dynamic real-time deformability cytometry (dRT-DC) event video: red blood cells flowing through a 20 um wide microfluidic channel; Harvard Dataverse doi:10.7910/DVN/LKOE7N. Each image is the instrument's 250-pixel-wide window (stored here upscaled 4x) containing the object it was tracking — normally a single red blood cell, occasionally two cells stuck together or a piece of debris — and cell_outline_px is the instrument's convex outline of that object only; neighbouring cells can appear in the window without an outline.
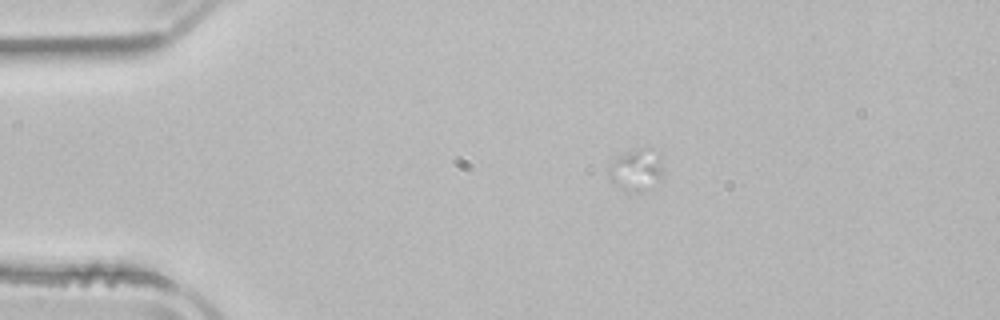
{"species": "common noctule bat (a hibernating species)", "species_latin": "Nyctalus noctula", "temperature_condition": "room temperature", "stored_images_in_passage": 15, "camera_frame_rate_fps": 3000, "um_per_image_px": 0.085, "animal": {"sex": "male", "body_mass_g": 21.5, "forearm_length_mm": 52.0}, "frame": {"image": 1, "passage_image": 3, "time_ms": 0.667, "image_size_px": [1000, 320], "cell_outline_px": [[664, 176], [652, 188], [640, 192], [636, 192], [620, 188], [612, 180], [612, 168], [616, 160], [620, 156], [628, 152], [648, 148], [660, 152], [664, 168]], "centroid_in_image_um": [54.26, 14.46], "position_along_channel_um": 30.7, "area_um2": 12.89}}